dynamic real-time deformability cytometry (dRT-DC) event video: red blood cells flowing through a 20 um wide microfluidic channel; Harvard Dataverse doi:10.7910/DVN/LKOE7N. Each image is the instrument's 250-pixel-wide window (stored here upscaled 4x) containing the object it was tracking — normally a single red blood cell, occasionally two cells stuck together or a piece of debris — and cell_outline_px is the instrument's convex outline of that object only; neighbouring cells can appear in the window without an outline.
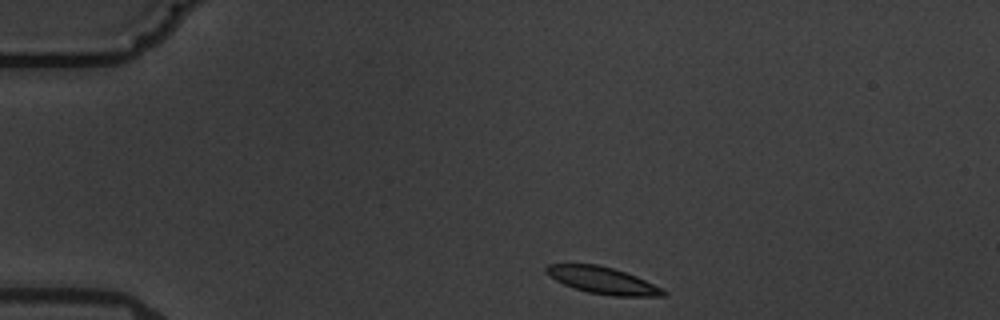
{"species": "common noctule bat (a hibernating species)", "species_latin": "Nyctalus noctula", "temperature_condition": "warm", "stored_images_in_passage": 4, "camera_frame_rate_fps": 3000, "um_per_image_px": 0.085, "animal": {"sex": "male", "body_mass_g": 19.5, "forearm_length_mm": 54.6}, "frame": {"image": 1, "passage_image": 1, "time_ms": 0.0, "image_size_px": [1000, 320], "cell_outline_px": [[668, 292], [664, 296], [616, 296], [588, 292], [572, 288], [548, 276], [544, 272], [544, 268], [548, 264], [596, 264], [612, 268], [636, 276], [664, 288]], "centroid_in_image_um": [51.22, 23.83], "position_along_channel_um": 33.8, "area_um2": 18.38}}
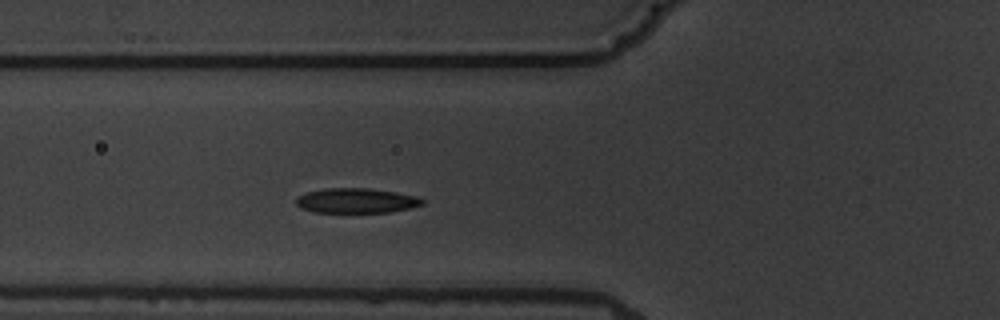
{"frame": {"image": 2, "passage_image": 4, "time_ms": 3.333, "image_size_px": [1000, 320], "cell_outline_px": [[424, 204], [408, 208], [388, 212], [312, 212], [300, 208], [296, 204], [296, 196], [308, 192], [324, 188], [368, 188], [396, 192], [416, 196], [424, 200]], "centroid_in_image_um": [30.25, 17.05], "position_along_channel_um": 95.6, "area_um2": 18.26}}